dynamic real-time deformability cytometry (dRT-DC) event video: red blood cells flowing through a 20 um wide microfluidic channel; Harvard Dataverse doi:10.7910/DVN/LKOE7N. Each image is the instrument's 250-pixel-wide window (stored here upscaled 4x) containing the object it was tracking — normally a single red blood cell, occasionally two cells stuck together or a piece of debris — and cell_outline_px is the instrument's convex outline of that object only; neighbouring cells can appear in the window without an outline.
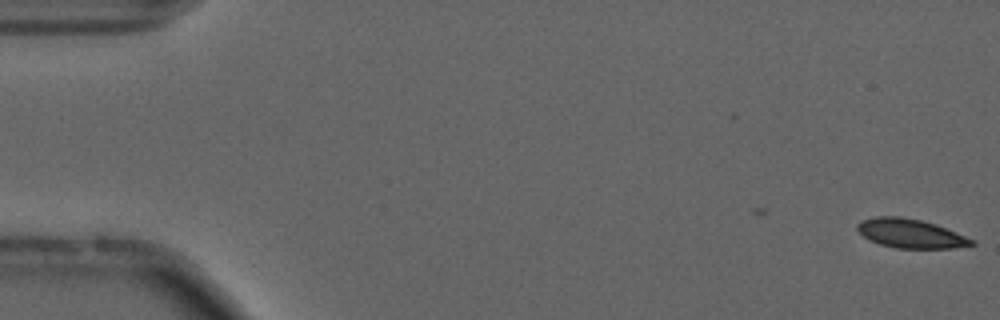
{"species": "common noctule bat (a hibernating species)", "species_latin": "Nyctalus noctula", "temperature_condition": "cold", "stored_images_in_passage": 43, "camera_frame_rate_fps": 3000, "um_per_image_px": 0.085, "animal": {"sex": "male", "forearm_length_mm": 52.5}, "frame": {"image": 1, "passage_image": 1, "time_ms": 0.0, "image_size_px": [1000, 320], "cell_outline_px": [[976, 244], [956, 248], [896, 248], [880, 244], [868, 240], [856, 228], [856, 224], [860, 220], [876, 216], [900, 216], [920, 220], [936, 224], [976, 240]], "centroid_in_image_um": [77.4, 19.84], "position_along_channel_um": 7.6, "area_um2": 19.48}}
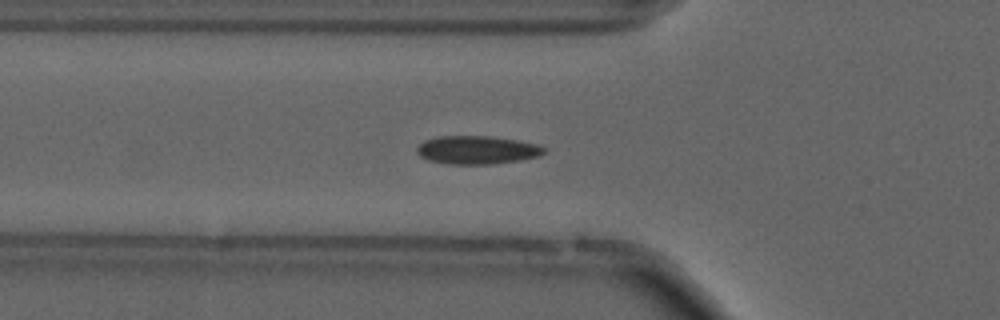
{"frame": {"image": 2, "passage_image": 19, "time_ms": 6.0, "image_size_px": [1000, 320], "cell_outline_px": [[548, 148], [544, 152], [536, 156], [520, 160], [492, 164], [448, 164], [428, 160], [420, 156], [416, 152], [416, 148], [424, 140], [440, 136], [492, 136], [516, 140], [536, 144]], "centroid_in_image_um": [40.52, 12.74], "position_along_channel_um": 85.3, "area_um2": 20.92}}
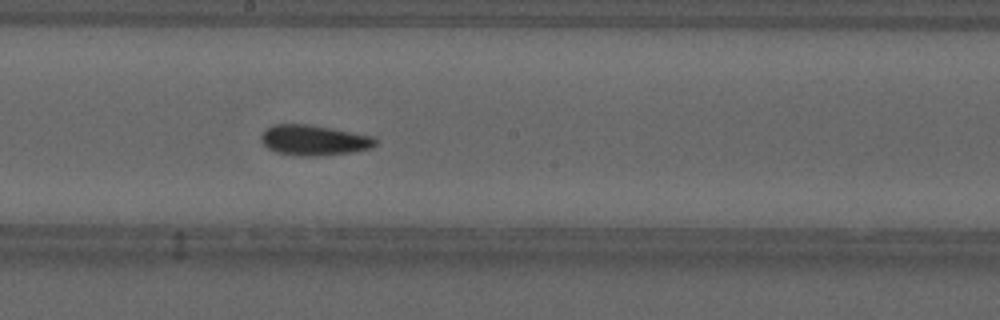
{"frame": {"image": 3, "passage_image": 30, "time_ms": 9.667, "image_size_px": [1000, 320], "cell_outline_px": [[376, 144], [372, 148], [352, 152], [316, 156], [300, 156], [276, 152], [268, 148], [260, 140], [260, 136], [272, 124], [308, 124], [376, 136]], "centroid_in_image_um": [26.71, 11.91], "position_along_channel_um": 221.5, "area_um2": 20.29}, "authors_computed_cell_mechanics": {"area_um2": 19.941, "velocity_mm_per_s": 3.7029, "shape_relaxation_time_tau1_ms": null, "shape_relaxation_time_tau2_ms": 11.0285, "deformation_change_tau1": null, "deformation_change_tau2": 0.1189}}